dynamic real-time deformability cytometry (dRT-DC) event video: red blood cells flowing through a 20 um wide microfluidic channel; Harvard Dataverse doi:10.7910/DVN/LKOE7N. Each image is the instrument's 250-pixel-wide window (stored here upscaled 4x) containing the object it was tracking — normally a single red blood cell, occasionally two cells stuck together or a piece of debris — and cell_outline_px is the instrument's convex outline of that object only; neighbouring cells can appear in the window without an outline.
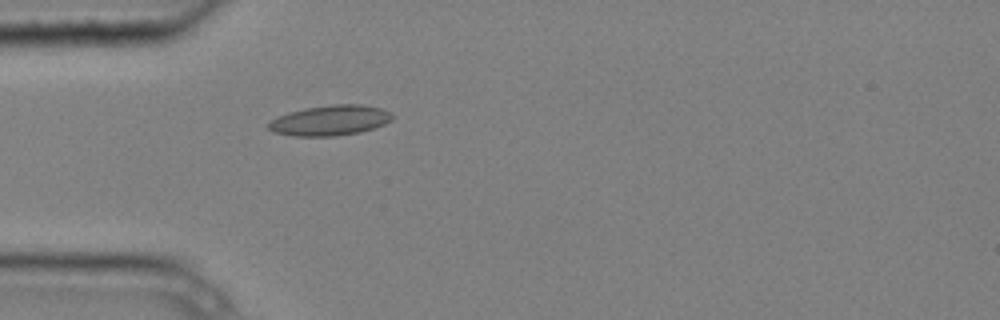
{"species": "common noctule bat (a hibernating species)", "species_latin": "Nyctalus noctula", "temperature_condition": "cold", "stored_images_in_passage": 5, "camera_frame_rate_fps": 3000, "um_per_image_px": 0.085, "animal": {"sex": "male", "body_mass_g": 20.4}, "frame": {"image": 1, "passage_image": 5, "time_ms": 1.333, "image_size_px": [1000, 320], "cell_outline_px": [[392, 120], [384, 124], [360, 132], [336, 136], [292, 136], [272, 132], [268, 128], [268, 124], [276, 116], [288, 112], [304, 108], [332, 104], [364, 104], [380, 108], [392, 112]], "centroid_in_image_um": [28.04, 10.23], "position_along_channel_um": 57.0, "area_um2": 22.02}}